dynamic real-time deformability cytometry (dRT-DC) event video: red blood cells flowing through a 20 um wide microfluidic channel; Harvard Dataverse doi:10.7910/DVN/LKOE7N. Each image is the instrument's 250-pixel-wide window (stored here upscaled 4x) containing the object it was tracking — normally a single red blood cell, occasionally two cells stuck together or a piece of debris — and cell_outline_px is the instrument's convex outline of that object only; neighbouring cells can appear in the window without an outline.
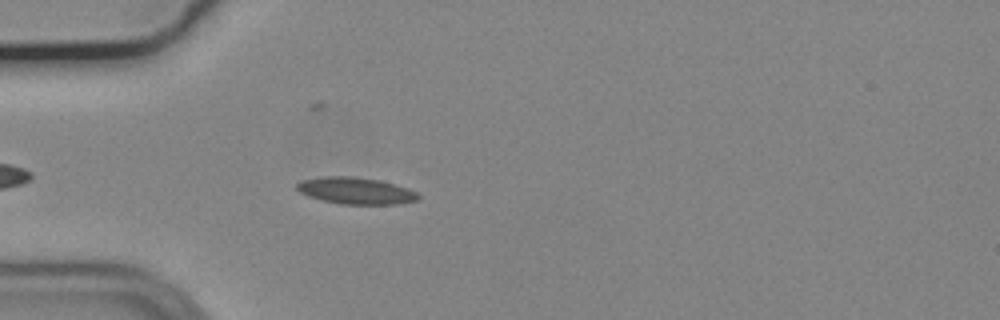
{"species": "common noctule bat (a hibernating species)", "species_latin": "Nyctalus noctula", "temperature_condition": "cold", "stored_images_in_passage": 41, "camera_frame_rate_fps": 3000, "um_per_image_px": 0.085, "animal": {"sex": "male", "body_mass_g": 19.2, "forearm_length_mm": 51.8}, "frame": {"image": 1, "passage_image": 2, "time_ms": 0.333, "image_size_px": [1000, 320], "cell_outline_px": [[420, 196], [416, 200], [396, 204], [340, 204], [308, 196], [300, 192], [296, 188], [296, 184], [300, 180], [324, 176], [352, 176], [380, 180], [408, 188], [416, 192]], "centroid_in_image_um": [30.21, 16.2], "position_along_channel_um": 54.8, "area_um2": 18.84}}
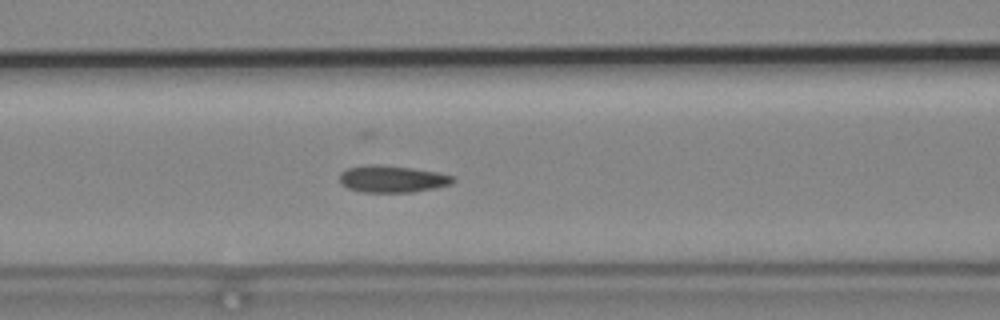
{"frame": {"image": 2, "passage_image": 9, "time_ms": 2.667, "image_size_px": [1000, 320], "cell_outline_px": [[456, 180], [452, 184], [436, 188], [412, 192], [364, 192], [348, 188], [340, 184], [340, 172], [348, 168], [368, 164], [372, 164], [412, 168], [436, 172], [452, 176]], "centroid_in_image_um": [33.33, 15.22], "position_along_channel_um": 133.3, "area_um2": 17.74}}
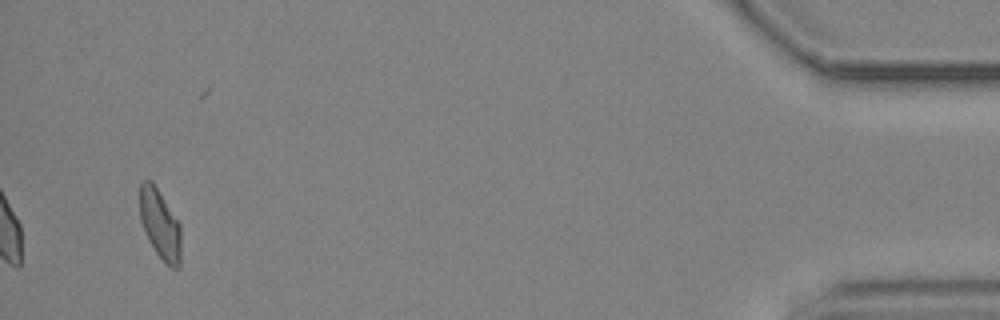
{"frame": {"image": 3, "passage_image": 39, "time_ms": 12.667, "image_size_px": [1000, 320], "cell_outline_px": [[180, 268], [172, 268], [164, 264], [148, 240], [140, 220], [140, 184], [144, 180], [152, 180], [180, 224]], "centroid_in_image_um": [13.6, 19.09], "position_along_channel_um": 421.6, "area_um2": 16.76}, "authors_computed_cell_mechanics": {"area_um2": 17.34, "velocity_mm_per_s": 3.6949, "shape_relaxation_time_tau1_ms": 6.1994, "shape_relaxation_time_tau2_ms": 1.9764, "deformation_change_tau1": 0.1312, "deformation_change_tau2": 0.0656}}